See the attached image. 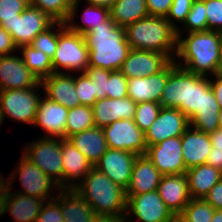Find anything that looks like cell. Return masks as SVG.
Here are the masks:
<instances>
[{
	"instance_id": "1",
	"label": "cell",
	"mask_w": 222,
	"mask_h": 222,
	"mask_svg": "<svg viewBox=\"0 0 222 222\" xmlns=\"http://www.w3.org/2000/svg\"><path fill=\"white\" fill-rule=\"evenodd\" d=\"M160 104L183 112L190 126L203 133L211 134L219 128L220 106L209 77L188 72L174 60L168 63V78Z\"/></svg>"
},
{
	"instance_id": "2",
	"label": "cell",
	"mask_w": 222,
	"mask_h": 222,
	"mask_svg": "<svg viewBox=\"0 0 222 222\" xmlns=\"http://www.w3.org/2000/svg\"><path fill=\"white\" fill-rule=\"evenodd\" d=\"M175 64L188 72L210 77L215 75L220 59L222 32L177 33Z\"/></svg>"
},
{
	"instance_id": "3",
	"label": "cell",
	"mask_w": 222,
	"mask_h": 222,
	"mask_svg": "<svg viewBox=\"0 0 222 222\" xmlns=\"http://www.w3.org/2000/svg\"><path fill=\"white\" fill-rule=\"evenodd\" d=\"M84 39L89 49V67L120 70L131 50L124 27L117 26L112 20L94 26Z\"/></svg>"
},
{
	"instance_id": "4",
	"label": "cell",
	"mask_w": 222,
	"mask_h": 222,
	"mask_svg": "<svg viewBox=\"0 0 222 222\" xmlns=\"http://www.w3.org/2000/svg\"><path fill=\"white\" fill-rule=\"evenodd\" d=\"M131 49L150 50L164 54L170 61L177 51V30L166 17L146 16L125 28Z\"/></svg>"
},
{
	"instance_id": "5",
	"label": "cell",
	"mask_w": 222,
	"mask_h": 222,
	"mask_svg": "<svg viewBox=\"0 0 222 222\" xmlns=\"http://www.w3.org/2000/svg\"><path fill=\"white\" fill-rule=\"evenodd\" d=\"M74 189L90 204L96 214L125 216V189L96 168L93 167Z\"/></svg>"
},
{
	"instance_id": "6",
	"label": "cell",
	"mask_w": 222,
	"mask_h": 222,
	"mask_svg": "<svg viewBox=\"0 0 222 222\" xmlns=\"http://www.w3.org/2000/svg\"><path fill=\"white\" fill-rule=\"evenodd\" d=\"M53 72L84 73L89 67V49L84 36L58 22V44L52 59Z\"/></svg>"
},
{
	"instance_id": "7",
	"label": "cell",
	"mask_w": 222,
	"mask_h": 222,
	"mask_svg": "<svg viewBox=\"0 0 222 222\" xmlns=\"http://www.w3.org/2000/svg\"><path fill=\"white\" fill-rule=\"evenodd\" d=\"M18 158L17 163H15V169L7 175V189L15 188L13 187L14 182H17L15 179L18 177L17 179H19L22 189H13L12 191L45 201L53 200L57 195L56 191L60 189L59 186L22 153L21 157Z\"/></svg>"
},
{
	"instance_id": "8",
	"label": "cell",
	"mask_w": 222,
	"mask_h": 222,
	"mask_svg": "<svg viewBox=\"0 0 222 222\" xmlns=\"http://www.w3.org/2000/svg\"><path fill=\"white\" fill-rule=\"evenodd\" d=\"M42 92L41 82L29 89L1 90L0 114L3 124L7 118L14 123L33 126Z\"/></svg>"
},
{
	"instance_id": "9",
	"label": "cell",
	"mask_w": 222,
	"mask_h": 222,
	"mask_svg": "<svg viewBox=\"0 0 222 222\" xmlns=\"http://www.w3.org/2000/svg\"><path fill=\"white\" fill-rule=\"evenodd\" d=\"M35 139V140H34ZM24 143L22 154L63 188L62 138L40 137Z\"/></svg>"
},
{
	"instance_id": "10",
	"label": "cell",
	"mask_w": 222,
	"mask_h": 222,
	"mask_svg": "<svg viewBox=\"0 0 222 222\" xmlns=\"http://www.w3.org/2000/svg\"><path fill=\"white\" fill-rule=\"evenodd\" d=\"M127 222H176L177 217L165 205L158 191L126 195Z\"/></svg>"
},
{
	"instance_id": "11",
	"label": "cell",
	"mask_w": 222,
	"mask_h": 222,
	"mask_svg": "<svg viewBox=\"0 0 222 222\" xmlns=\"http://www.w3.org/2000/svg\"><path fill=\"white\" fill-rule=\"evenodd\" d=\"M56 21L39 8L29 5L12 22H1L3 27L13 38L17 48L30 45L32 40L41 32H44Z\"/></svg>"
},
{
	"instance_id": "12",
	"label": "cell",
	"mask_w": 222,
	"mask_h": 222,
	"mask_svg": "<svg viewBox=\"0 0 222 222\" xmlns=\"http://www.w3.org/2000/svg\"><path fill=\"white\" fill-rule=\"evenodd\" d=\"M103 131L108 148L126 150L136 155L146 154L145 133L133 119L117 120L104 127Z\"/></svg>"
},
{
	"instance_id": "13",
	"label": "cell",
	"mask_w": 222,
	"mask_h": 222,
	"mask_svg": "<svg viewBox=\"0 0 222 222\" xmlns=\"http://www.w3.org/2000/svg\"><path fill=\"white\" fill-rule=\"evenodd\" d=\"M146 156L162 175L183 174L187 171L182 157L181 136L148 146Z\"/></svg>"
},
{
	"instance_id": "14",
	"label": "cell",
	"mask_w": 222,
	"mask_h": 222,
	"mask_svg": "<svg viewBox=\"0 0 222 222\" xmlns=\"http://www.w3.org/2000/svg\"><path fill=\"white\" fill-rule=\"evenodd\" d=\"M189 126V119L183 112L162 107L156 120L144 132L146 145L148 147L168 138L182 136Z\"/></svg>"
},
{
	"instance_id": "15",
	"label": "cell",
	"mask_w": 222,
	"mask_h": 222,
	"mask_svg": "<svg viewBox=\"0 0 222 222\" xmlns=\"http://www.w3.org/2000/svg\"><path fill=\"white\" fill-rule=\"evenodd\" d=\"M39 79L26 67L19 52L0 56V91L37 86Z\"/></svg>"
},
{
	"instance_id": "16",
	"label": "cell",
	"mask_w": 222,
	"mask_h": 222,
	"mask_svg": "<svg viewBox=\"0 0 222 222\" xmlns=\"http://www.w3.org/2000/svg\"><path fill=\"white\" fill-rule=\"evenodd\" d=\"M137 156L126 150L108 148L94 165V168L126 190Z\"/></svg>"
},
{
	"instance_id": "17",
	"label": "cell",
	"mask_w": 222,
	"mask_h": 222,
	"mask_svg": "<svg viewBox=\"0 0 222 222\" xmlns=\"http://www.w3.org/2000/svg\"><path fill=\"white\" fill-rule=\"evenodd\" d=\"M69 109L65 106L48 99L44 94L40 99L34 127L44 131L41 137L64 138L65 125Z\"/></svg>"
},
{
	"instance_id": "18",
	"label": "cell",
	"mask_w": 222,
	"mask_h": 222,
	"mask_svg": "<svg viewBox=\"0 0 222 222\" xmlns=\"http://www.w3.org/2000/svg\"><path fill=\"white\" fill-rule=\"evenodd\" d=\"M170 60L162 53L150 50L131 49L120 69L128 78H142L157 74Z\"/></svg>"
},
{
	"instance_id": "19",
	"label": "cell",
	"mask_w": 222,
	"mask_h": 222,
	"mask_svg": "<svg viewBox=\"0 0 222 222\" xmlns=\"http://www.w3.org/2000/svg\"><path fill=\"white\" fill-rule=\"evenodd\" d=\"M43 94L66 108L81 105L75 88V73L53 72L41 81Z\"/></svg>"
},
{
	"instance_id": "20",
	"label": "cell",
	"mask_w": 222,
	"mask_h": 222,
	"mask_svg": "<svg viewBox=\"0 0 222 222\" xmlns=\"http://www.w3.org/2000/svg\"><path fill=\"white\" fill-rule=\"evenodd\" d=\"M83 0H74V3L70 9L69 16L67 20L64 22L65 26L72 32L79 33L81 35H85L92 31L94 26L103 25V23H108L111 21L110 17V8L105 6H98L88 4L82 8V12L79 11V6L82 4ZM80 12V14H79ZM80 17V22L78 17ZM77 18V19H76ZM77 20V21H76ZM82 20V21H81Z\"/></svg>"
},
{
	"instance_id": "21",
	"label": "cell",
	"mask_w": 222,
	"mask_h": 222,
	"mask_svg": "<svg viewBox=\"0 0 222 222\" xmlns=\"http://www.w3.org/2000/svg\"><path fill=\"white\" fill-rule=\"evenodd\" d=\"M157 191L165 205L176 217L191 201L186 173L163 175Z\"/></svg>"
},
{
	"instance_id": "22",
	"label": "cell",
	"mask_w": 222,
	"mask_h": 222,
	"mask_svg": "<svg viewBox=\"0 0 222 222\" xmlns=\"http://www.w3.org/2000/svg\"><path fill=\"white\" fill-rule=\"evenodd\" d=\"M136 105L128 96L122 99H99L92 106L94 124L104 128L117 120L134 119Z\"/></svg>"
},
{
	"instance_id": "23",
	"label": "cell",
	"mask_w": 222,
	"mask_h": 222,
	"mask_svg": "<svg viewBox=\"0 0 222 222\" xmlns=\"http://www.w3.org/2000/svg\"><path fill=\"white\" fill-rule=\"evenodd\" d=\"M63 188H75L94 167L68 139L62 138Z\"/></svg>"
},
{
	"instance_id": "24",
	"label": "cell",
	"mask_w": 222,
	"mask_h": 222,
	"mask_svg": "<svg viewBox=\"0 0 222 222\" xmlns=\"http://www.w3.org/2000/svg\"><path fill=\"white\" fill-rule=\"evenodd\" d=\"M168 78V64L157 74L127 79L128 97L135 103L158 102Z\"/></svg>"
},
{
	"instance_id": "25",
	"label": "cell",
	"mask_w": 222,
	"mask_h": 222,
	"mask_svg": "<svg viewBox=\"0 0 222 222\" xmlns=\"http://www.w3.org/2000/svg\"><path fill=\"white\" fill-rule=\"evenodd\" d=\"M163 175L153 165L152 161L144 155H138L133 165L131 179L126 195H140L158 189Z\"/></svg>"
},
{
	"instance_id": "26",
	"label": "cell",
	"mask_w": 222,
	"mask_h": 222,
	"mask_svg": "<svg viewBox=\"0 0 222 222\" xmlns=\"http://www.w3.org/2000/svg\"><path fill=\"white\" fill-rule=\"evenodd\" d=\"M181 142L186 169L206 163L207 156L212 150L209 134L189 126L181 136Z\"/></svg>"
},
{
	"instance_id": "27",
	"label": "cell",
	"mask_w": 222,
	"mask_h": 222,
	"mask_svg": "<svg viewBox=\"0 0 222 222\" xmlns=\"http://www.w3.org/2000/svg\"><path fill=\"white\" fill-rule=\"evenodd\" d=\"M54 199L62 208L64 222H92L96 214L90 204L74 188L59 189Z\"/></svg>"
},
{
	"instance_id": "28",
	"label": "cell",
	"mask_w": 222,
	"mask_h": 222,
	"mask_svg": "<svg viewBox=\"0 0 222 222\" xmlns=\"http://www.w3.org/2000/svg\"><path fill=\"white\" fill-rule=\"evenodd\" d=\"M44 203L45 200L7 189L6 214L12 217L8 222H34Z\"/></svg>"
},
{
	"instance_id": "29",
	"label": "cell",
	"mask_w": 222,
	"mask_h": 222,
	"mask_svg": "<svg viewBox=\"0 0 222 222\" xmlns=\"http://www.w3.org/2000/svg\"><path fill=\"white\" fill-rule=\"evenodd\" d=\"M94 166L108 149L103 128L93 127L68 138Z\"/></svg>"
},
{
	"instance_id": "30",
	"label": "cell",
	"mask_w": 222,
	"mask_h": 222,
	"mask_svg": "<svg viewBox=\"0 0 222 222\" xmlns=\"http://www.w3.org/2000/svg\"><path fill=\"white\" fill-rule=\"evenodd\" d=\"M186 175L191 199H204L209 190L222 179V171L206 163L187 169Z\"/></svg>"
},
{
	"instance_id": "31",
	"label": "cell",
	"mask_w": 222,
	"mask_h": 222,
	"mask_svg": "<svg viewBox=\"0 0 222 222\" xmlns=\"http://www.w3.org/2000/svg\"><path fill=\"white\" fill-rule=\"evenodd\" d=\"M148 16L146 0H116L110 7V17L119 27H126Z\"/></svg>"
},
{
	"instance_id": "32",
	"label": "cell",
	"mask_w": 222,
	"mask_h": 222,
	"mask_svg": "<svg viewBox=\"0 0 222 222\" xmlns=\"http://www.w3.org/2000/svg\"><path fill=\"white\" fill-rule=\"evenodd\" d=\"M18 52L26 67L33 72L40 82L53 73L52 59L41 50H36L30 45H24L18 48Z\"/></svg>"
},
{
	"instance_id": "33",
	"label": "cell",
	"mask_w": 222,
	"mask_h": 222,
	"mask_svg": "<svg viewBox=\"0 0 222 222\" xmlns=\"http://www.w3.org/2000/svg\"><path fill=\"white\" fill-rule=\"evenodd\" d=\"M95 127L92 107L79 105L70 108L65 125V139L76 133Z\"/></svg>"
},
{
	"instance_id": "34",
	"label": "cell",
	"mask_w": 222,
	"mask_h": 222,
	"mask_svg": "<svg viewBox=\"0 0 222 222\" xmlns=\"http://www.w3.org/2000/svg\"><path fill=\"white\" fill-rule=\"evenodd\" d=\"M208 30V20L203 0H194L184 24L177 33H190Z\"/></svg>"
},
{
	"instance_id": "35",
	"label": "cell",
	"mask_w": 222,
	"mask_h": 222,
	"mask_svg": "<svg viewBox=\"0 0 222 222\" xmlns=\"http://www.w3.org/2000/svg\"><path fill=\"white\" fill-rule=\"evenodd\" d=\"M214 211L205 199H191L178 217L183 222H210Z\"/></svg>"
},
{
	"instance_id": "36",
	"label": "cell",
	"mask_w": 222,
	"mask_h": 222,
	"mask_svg": "<svg viewBox=\"0 0 222 222\" xmlns=\"http://www.w3.org/2000/svg\"><path fill=\"white\" fill-rule=\"evenodd\" d=\"M74 0H29V5L47 13L56 22H65Z\"/></svg>"
},
{
	"instance_id": "37",
	"label": "cell",
	"mask_w": 222,
	"mask_h": 222,
	"mask_svg": "<svg viewBox=\"0 0 222 222\" xmlns=\"http://www.w3.org/2000/svg\"><path fill=\"white\" fill-rule=\"evenodd\" d=\"M58 44V22L39 33L31 42L36 50H41L43 53L53 59Z\"/></svg>"
},
{
	"instance_id": "38",
	"label": "cell",
	"mask_w": 222,
	"mask_h": 222,
	"mask_svg": "<svg viewBox=\"0 0 222 222\" xmlns=\"http://www.w3.org/2000/svg\"><path fill=\"white\" fill-rule=\"evenodd\" d=\"M162 106L158 102H142L136 105L134 123L145 132L156 120Z\"/></svg>"
},
{
	"instance_id": "39",
	"label": "cell",
	"mask_w": 222,
	"mask_h": 222,
	"mask_svg": "<svg viewBox=\"0 0 222 222\" xmlns=\"http://www.w3.org/2000/svg\"><path fill=\"white\" fill-rule=\"evenodd\" d=\"M75 88L81 105L92 107L95 104L94 84L85 73H75Z\"/></svg>"
},
{
	"instance_id": "40",
	"label": "cell",
	"mask_w": 222,
	"mask_h": 222,
	"mask_svg": "<svg viewBox=\"0 0 222 222\" xmlns=\"http://www.w3.org/2000/svg\"><path fill=\"white\" fill-rule=\"evenodd\" d=\"M94 84L95 97L97 100L107 97V80L109 79L110 70L88 67L84 72Z\"/></svg>"
},
{
	"instance_id": "41",
	"label": "cell",
	"mask_w": 222,
	"mask_h": 222,
	"mask_svg": "<svg viewBox=\"0 0 222 222\" xmlns=\"http://www.w3.org/2000/svg\"><path fill=\"white\" fill-rule=\"evenodd\" d=\"M127 78L120 70L110 71L107 80V98L122 99L128 96Z\"/></svg>"
},
{
	"instance_id": "42",
	"label": "cell",
	"mask_w": 222,
	"mask_h": 222,
	"mask_svg": "<svg viewBox=\"0 0 222 222\" xmlns=\"http://www.w3.org/2000/svg\"><path fill=\"white\" fill-rule=\"evenodd\" d=\"M194 0H173L166 19L178 30L185 22Z\"/></svg>"
},
{
	"instance_id": "43",
	"label": "cell",
	"mask_w": 222,
	"mask_h": 222,
	"mask_svg": "<svg viewBox=\"0 0 222 222\" xmlns=\"http://www.w3.org/2000/svg\"><path fill=\"white\" fill-rule=\"evenodd\" d=\"M29 6V0H0V23L12 22Z\"/></svg>"
},
{
	"instance_id": "44",
	"label": "cell",
	"mask_w": 222,
	"mask_h": 222,
	"mask_svg": "<svg viewBox=\"0 0 222 222\" xmlns=\"http://www.w3.org/2000/svg\"><path fill=\"white\" fill-rule=\"evenodd\" d=\"M208 20V30L222 32V0H203Z\"/></svg>"
},
{
	"instance_id": "45",
	"label": "cell",
	"mask_w": 222,
	"mask_h": 222,
	"mask_svg": "<svg viewBox=\"0 0 222 222\" xmlns=\"http://www.w3.org/2000/svg\"><path fill=\"white\" fill-rule=\"evenodd\" d=\"M34 222H64L60 204L55 199L45 201Z\"/></svg>"
},
{
	"instance_id": "46",
	"label": "cell",
	"mask_w": 222,
	"mask_h": 222,
	"mask_svg": "<svg viewBox=\"0 0 222 222\" xmlns=\"http://www.w3.org/2000/svg\"><path fill=\"white\" fill-rule=\"evenodd\" d=\"M173 0H146L149 16L167 17Z\"/></svg>"
},
{
	"instance_id": "47",
	"label": "cell",
	"mask_w": 222,
	"mask_h": 222,
	"mask_svg": "<svg viewBox=\"0 0 222 222\" xmlns=\"http://www.w3.org/2000/svg\"><path fill=\"white\" fill-rule=\"evenodd\" d=\"M18 51L12 36L0 26V56L12 54Z\"/></svg>"
},
{
	"instance_id": "48",
	"label": "cell",
	"mask_w": 222,
	"mask_h": 222,
	"mask_svg": "<svg viewBox=\"0 0 222 222\" xmlns=\"http://www.w3.org/2000/svg\"><path fill=\"white\" fill-rule=\"evenodd\" d=\"M204 199L214 208L222 210V179L216 183L204 197Z\"/></svg>"
},
{
	"instance_id": "49",
	"label": "cell",
	"mask_w": 222,
	"mask_h": 222,
	"mask_svg": "<svg viewBox=\"0 0 222 222\" xmlns=\"http://www.w3.org/2000/svg\"><path fill=\"white\" fill-rule=\"evenodd\" d=\"M209 82L214 96L216 97L220 108H222V77H219L217 75L210 76Z\"/></svg>"
},
{
	"instance_id": "50",
	"label": "cell",
	"mask_w": 222,
	"mask_h": 222,
	"mask_svg": "<svg viewBox=\"0 0 222 222\" xmlns=\"http://www.w3.org/2000/svg\"><path fill=\"white\" fill-rule=\"evenodd\" d=\"M206 164L222 171V151L212 148L207 156Z\"/></svg>"
},
{
	"instance_id": "51",
	"label": "cell",
	"mask_w": 222,
	"mask_h": 222,
	"mask_svg": "<svg viewBox=\"0 0 222 222\" xmlns=\"http://www.w3.org/2000/svg\"><path fill=\"white\" fill-rule=\"evenodd\" d=\"M92 222H127L125 216H114L110 214H95Z\"/></svg>"
},
{
	"instance_id": "52",
	"label": "cell",
	"mask_w": 222,
	"mask_h": 222,
	"mask_svg": "<svg viewBox=\"0 0 222 222\" xmlns=\"http://www.w3.org/2000/svg\"><path fill=\"white\" fill-rule=\"evenodd\" d=\"M212 148H215V150L222 151V130L217 129L213 133L209 134Z\"/></svg>"
},
{
	"instance_id": "53",
	"label": "cell",
	"mask_w": 222,
	"mask_h": 222,
	"mask_svg": "<svg viewBox=\"0 0 222 222\" xmlns=\"http://www.w3.org/2000/svg\"><path fill=\"white\" fill-rule=\"evenodd\" d=\"M83 1H86V3L88 4L105 6L110 8L116 0H83Z\"/></svg>"
},
{
	"instance_id": "54",
	"label": "cell",
	"mask_w": 222,
	"mask_h": 222,
	"mask_svg": "<svg viewBox=\"0 0 222 222\" xmlns=\"http://www.w3.org/2000/svg\"><path fill=\"white\" fill-rule=\"evenodd\" d=\"M6 199H7V190L0 194V219H3L2 216H6Z\"/></svg>"
},
{
	"instance_id": "55",
	"label": "cell",
	"mask_w": 222,
	"mask_h": 222,
	"mask_svg": "<svg viewBox=\"0 0 222 222\" xmlns=\"http://www.w3.org/2000/svg\"><path fill=\"white\" fill-rule=\"evenodd\" d=\"M8 188V177L0 172V194H3Z\"/></svg>"
},
{
	"instance_id": "56",
	"label": "cell",
	"mask_w": 222,
	"mask_h": 222,
	"mask_svg": "<svg viewBox=\"0 0 222 222\" xmlns=\"http://www.w3.org/2000/svg\"><path fill=\"white\" fill-rule=\"evenodd\" d=\"M210 222H222V210L215 209L213 217Z\"/></svg>"
},
{
	"instance_id": "57",
	"label": "cell",
	"mask_w": 222,
	"mask_h": 222,
	"mask_svg": "<svg viewBox=\"0 0 222 222\" xmlns=\"http://www.w3.org/2000/svg\"><path fill=\"white\" fill-rule=\"evenodd\" d=\"M215 75L222 77V42H221V49H220V59H219V63H218Z\"/></svg>"
},
{
	"instance_id": "58",
	"label": "cell",
	"mask_w": 222,
	"mask_h": 222,
	"mask_svg": "<svg viewBox=\"0 0 222 222\" xmlns=\"http://www.w3.org/2000/svg\"><path fill=\"white\" fill-rule=\"evenodd\" d=\"M219 129L222 130V108H220V112H219Z\"/></svg>"
},
{
	"instance_id": "59",
	"label": "cell",
	"mask_w": 222,
	"mask_h": 222,
	"mask_svg": "<svg viewBox=\"0 0 222 222\" xmlns=\"http://www.w3.org/2000/svg\"><path fill=\"white\" fill-rule=\"evenodd\" d=\"M2 125H3V122H2V118H1V114H0V129H1Z\"/></svg>"
},
{
	"instance_id": "60",
	"label": "cell",
	"mask_w": 222,
	"mask_h": 222,
	"mask_svg": "<svg viewBox=\"0 0 222 222\" xmlns=\"http://www.w3.org/2000/svg\"><path fill=\"white\" fill-rule=\"evenodd\" d=\"M176 222H183L179 217H177Z\"/></svg>"
}]
</instances>
